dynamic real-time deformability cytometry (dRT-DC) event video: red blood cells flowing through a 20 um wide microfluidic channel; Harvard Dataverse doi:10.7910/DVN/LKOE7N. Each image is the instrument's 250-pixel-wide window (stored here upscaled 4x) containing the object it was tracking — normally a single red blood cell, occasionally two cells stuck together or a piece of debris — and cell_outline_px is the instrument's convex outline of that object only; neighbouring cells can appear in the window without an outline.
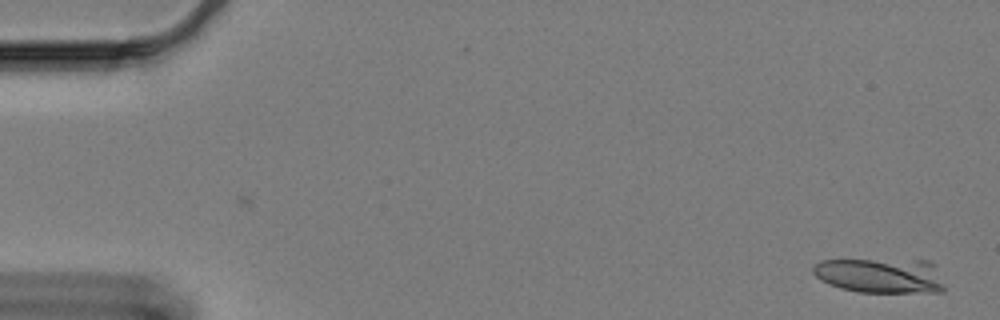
{"species": "Egyptian fruit bat (a non-hibernating species)", "species_latin": "Rousettus aegyptiacus", "temperature_condition": "cold", "stored_images_in_passage": 16, "camera_frame_rate_fps": 3000, "um_per_image_px": 0.085, "animal": {"sex": "female"}, "frame": {"image": 1, "passage_image": 1, "time_ms": 0.0, "image_size_px": [1000, 320], "cell_outline_px": [[944, 292], [860, 292], [840, 288], [828, 284], [820, 280], [812, 272], [812, 264], [820, 260], [928, 260], [936, 264], [944, 288]], "centroid_in_image_um": [74.83, 23.41], "position_along_channel_um": 10.2, "area_um2": 27.05}}
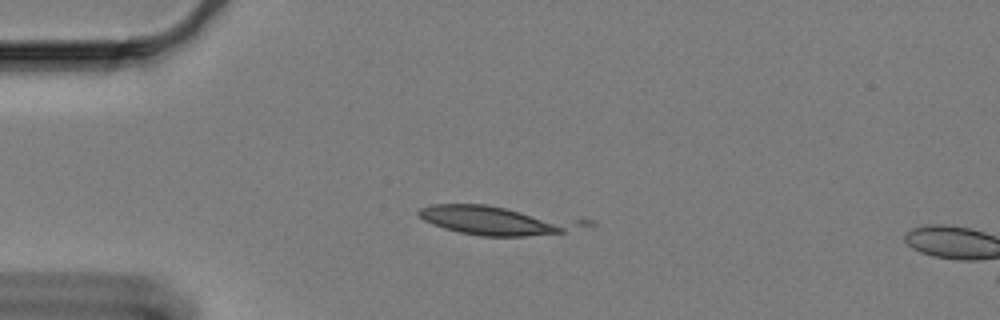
{"frame": {"image": 2, "passage_image": 14, "time_ms": 4.333, "image_size_px": [1000, 320], "cell_outline_px": [[596, 224], [564, 232], [524, 236], [480, 236], [460, 232], [444, 228], [432, 224], [424, 220], [416, 212], [420, 208], [432, 204], [484, 204], [596, 220]], "centroid_in_image_um": [42.39, 18.72], "position_along_channel_um": 42.6, "area_um2": 28.55}}